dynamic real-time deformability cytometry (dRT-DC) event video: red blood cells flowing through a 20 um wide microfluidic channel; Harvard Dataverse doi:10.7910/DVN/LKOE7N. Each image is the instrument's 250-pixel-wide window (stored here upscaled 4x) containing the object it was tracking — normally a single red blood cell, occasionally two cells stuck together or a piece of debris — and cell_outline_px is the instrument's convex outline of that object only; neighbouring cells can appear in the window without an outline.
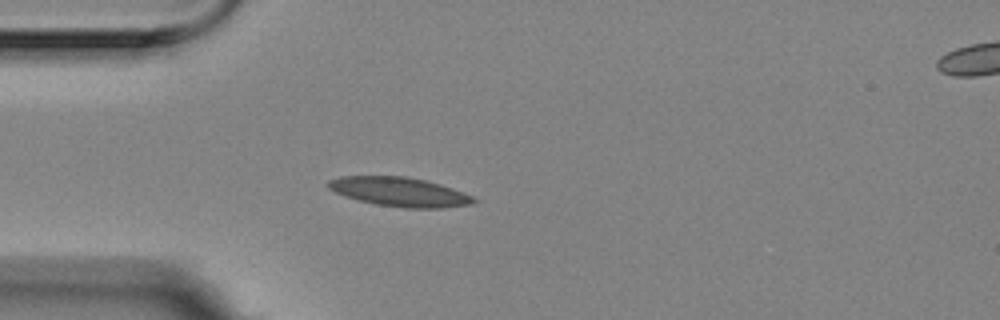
{"species": "Egyptian fruit bat (a non-hibernating species)", "species_latin": "Rousettus aegyptiacus", "temperature_condition": "room temperature", "stored_images_in_passage": 5, "segment_of_instrument_passage": [1, 2], "camera_frame_rate_fps": 3000, "um_per_image_px": 0.085, "animal": {"sex": "female"}, "frame": {"image": 1, "passage_image": 4, "time_ms": 1.0, "image_size_px": [1000, 320], "cell_outline_px": [[480, 200], [472, 204], [444, 208], [404, 208], [376, 204], [356, 200], [344, 196], [328, 188], [328, 180], [340, 176], [404, 176], [424, 180], [440, 184], [472, 196]], "centroid_in_image_um": [33.95, 16.31], "position_along_channel_um": 51.0, "area_um2": 24.74}}